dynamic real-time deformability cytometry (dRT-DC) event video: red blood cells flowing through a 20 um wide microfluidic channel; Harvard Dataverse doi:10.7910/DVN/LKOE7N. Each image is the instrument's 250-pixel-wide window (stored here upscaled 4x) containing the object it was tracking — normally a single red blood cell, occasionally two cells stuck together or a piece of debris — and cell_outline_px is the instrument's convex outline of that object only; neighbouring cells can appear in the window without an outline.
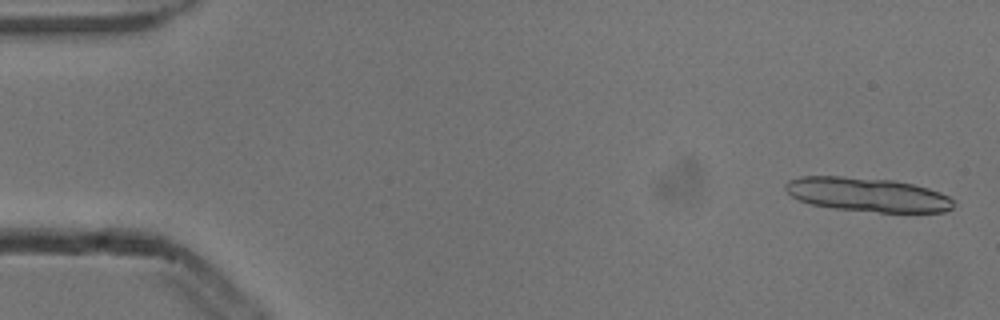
{"species": "common noctule bat (a hibernating species)", "species_latin": "Nyctalus noctula", "temperature_condition": "cold", "stored_images_in_passage": 5, "camera_frame_rate_fps": 3000, "um_per_image_px": 0.085, "animal": {"sex": "male", "body_mass_g": 13.3}, "frame": {"image": 1, "passage_image": 1, "time_ms": 0.0, "image_size_px": [1000, 320], "cell_outline_px": [[952, 208], [944, 212], [880, 212], [832, 208], [812, 204], [800, 200], [792, 196], [784, 188], [784, 184], [788, 180], [800, 176], [840, 176], [892, 180], [912, 184], [928, 188], [940, 192], [948, 196], [952, 200]], "centroid_in_image_um": [73.7, 16.53], "position_along_channel_um": 11.3, "area_um2": 33.18}}